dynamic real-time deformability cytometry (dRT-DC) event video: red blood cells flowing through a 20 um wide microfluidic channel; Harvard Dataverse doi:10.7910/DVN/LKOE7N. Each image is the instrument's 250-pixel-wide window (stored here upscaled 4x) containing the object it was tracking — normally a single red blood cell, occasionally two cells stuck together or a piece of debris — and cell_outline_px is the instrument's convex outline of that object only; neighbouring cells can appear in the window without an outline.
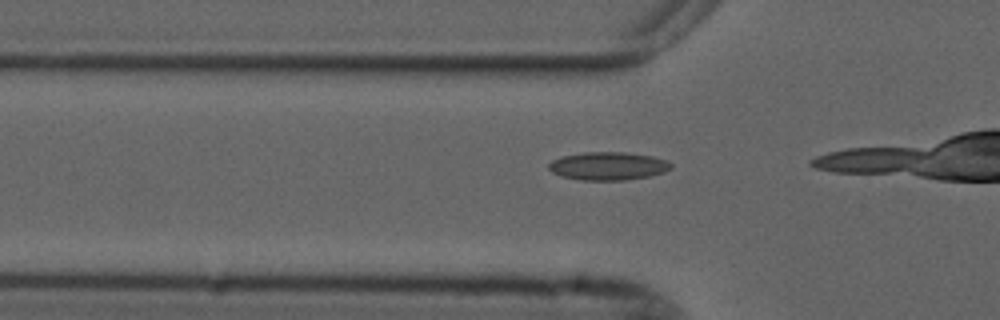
{"species": "common noctule bat (a hibernating species)", "species_latin": "Nyctalus noctula", "temperature_condition": "cold", "stored_images_in_passage": 12, "camera_frame_rate_fps": 3000, "um_per_image_px": 0.085, "animal": {"sex": "male", "forearm_length_mm": 52.5}, "frame": {"image": 1, "passage_image": 9, "time_ms": 2.667, "image_size_px": [1000, 320], "cell_outline_px": [[672, 168], [664, 172], [648, 176], [624, 180], [580, 180], [560, 176], [552, 172], [548, 168], [548, 164], [552, 160], [560, 156], [584, 152], [624, 152], [652, 156], [668, 160], [672, 164]], "centroid_in_image_um": [51.67, 14.11], "position_along_channel_um": 74.1, "area_um2": 20.17}}